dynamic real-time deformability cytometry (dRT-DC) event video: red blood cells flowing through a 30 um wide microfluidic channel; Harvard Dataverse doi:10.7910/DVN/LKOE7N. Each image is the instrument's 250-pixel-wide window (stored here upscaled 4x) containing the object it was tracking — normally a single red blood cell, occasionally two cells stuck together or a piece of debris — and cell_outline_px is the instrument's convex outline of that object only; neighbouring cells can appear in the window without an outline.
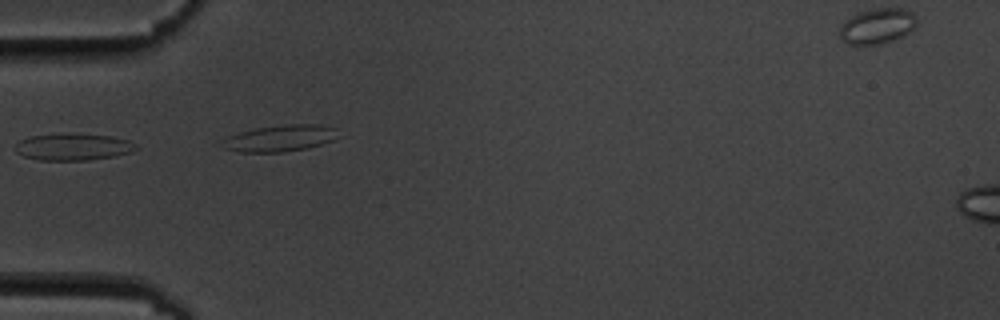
{"species": "common noctule bat (a hibernating species)", "species_latin": "Nyctalus noctula", "temperature_condition": "cold", "stored_images_in_passage": 8, "camera_frame_rate_fps": 3000, "um_per_image_px": 0.085, "animal": {"sex": "male", "body_mass_g": 19.5, "forearm_length_mm": 54.6}, "frame": {"image": 1, "passage_image": 6, "time_ms": 5.667, "image_size_px": [1000, 320], "cell_outline_px": [[136, 148], [132, 152], [116, 156], [88, 160], [40, 160], [24, 156], [16, 152], [12, 148], [20, 140], [28, 136], [64, 132], [112, 136], [128, 140], [136, 144]], "centroid_in_image_um": [6.18, 12.47], "position_along_channel_um": 78.8, "area_um2": 19.31}}